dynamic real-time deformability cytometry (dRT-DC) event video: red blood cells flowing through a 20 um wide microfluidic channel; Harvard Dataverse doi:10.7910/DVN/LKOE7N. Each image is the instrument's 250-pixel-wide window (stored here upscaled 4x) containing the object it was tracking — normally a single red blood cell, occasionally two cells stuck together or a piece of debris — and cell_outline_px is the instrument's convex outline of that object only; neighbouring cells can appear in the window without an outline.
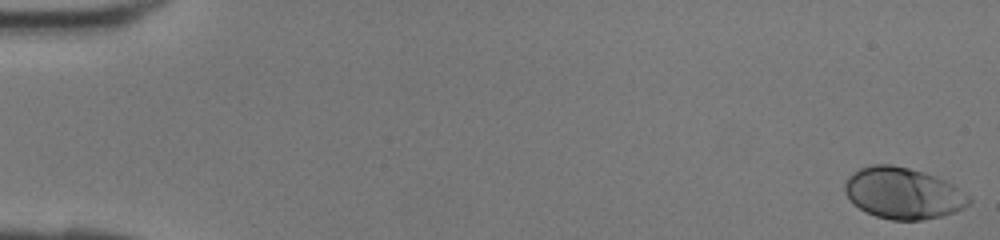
{"species": "human", "species_latin": "Homo sapiens", "temperature_condition": "room temperature", "stored_images_in_passage": 42, "camera_frame_rate_fps": 3000, "um_per_image_px": 0.085, "donor": {"sex": "female"}, "frame": {"image": 1, "passage_image": 1, "time_ms": 0.0, "image_size_px": [1000, 240], "cell_outline_px": [[972, 200], [964, 208], [956, 212], [944, 216], [920, 220], [892, 220], [876, 216], [864, 212], [844, 192], [844, 184], [848, 176], [860, 168], [872, 164], [892, 164], [924, 172], [944, 180], [952, 184], [968, 196]], "centroid_in_image_um": [76.76, 16.43], "position_along_channel_um": 8.2, "area_um2": 37.05}}
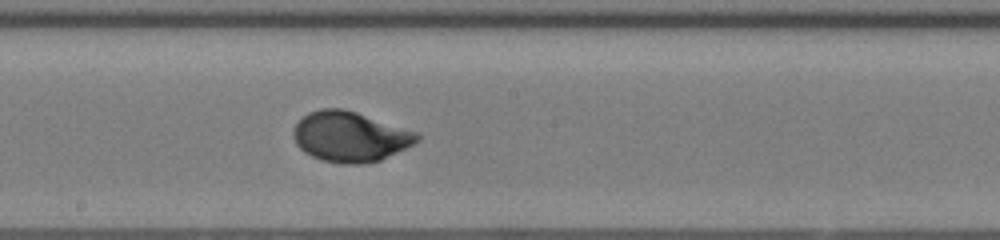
{"frame": {"image": 2, "passage_image": 24, "time_ms": 7.667, "image_size_px": [1000, 240], "cell_outline_px": [[420, 140], [380, 160], [360, 164], [340, 164], [320, 160], [304, 152], [296, 144], [292, 136], [292, 132], [296, 124], [308, 112], [320, 108], [344, 108], [420, 132]], "centroid_in_image_um": [29.75, 11.61], "position_along_channel_um": 218.5, "area_um2": 36.41}}
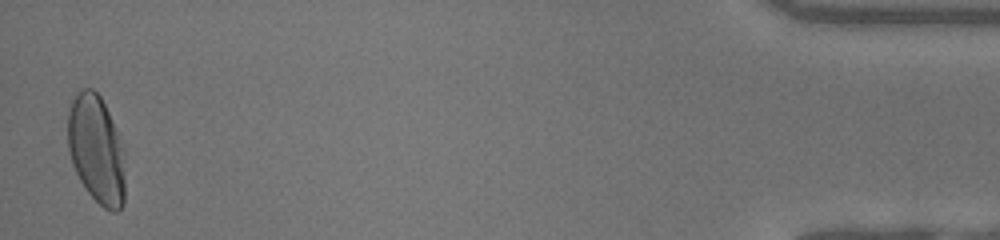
{"frame": {"image": 3, "passage_image": 42, "time_ms": 13.667, "image_size_px": [1000, 240], "cell_outline_px": [[124, 204], [116, 212], [112, 212], [104, 208], [84, 188], [72, 164], [68, 148], [68, 108], [76, 92], [84, 88], [92, 88], [100, 96], [116, 128], [124, 152]], "centroid_in_image_um": [8.18, 12.7], "position_along_channel_um": 427.0, "area_um2": 36.24}}